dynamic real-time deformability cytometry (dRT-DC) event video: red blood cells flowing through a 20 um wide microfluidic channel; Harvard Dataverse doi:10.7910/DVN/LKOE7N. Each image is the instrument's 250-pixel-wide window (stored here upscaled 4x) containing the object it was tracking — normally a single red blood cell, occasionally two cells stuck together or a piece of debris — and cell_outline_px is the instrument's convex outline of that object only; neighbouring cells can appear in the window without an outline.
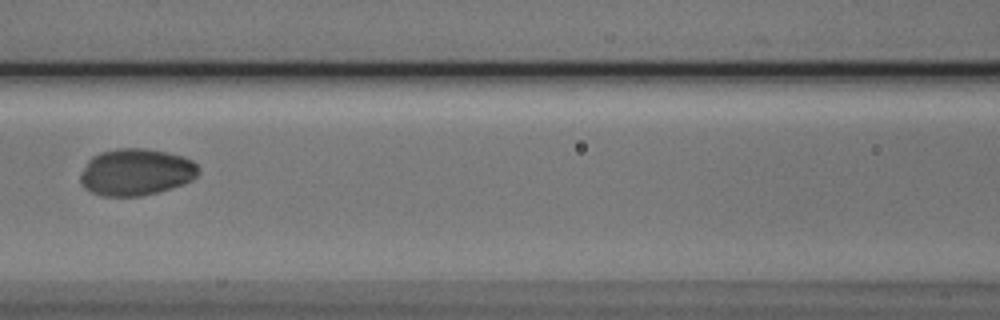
{"species": "Egyptian fruit bat (a non-hibernating species)", "species_latin": "Rousettus aegyptiacus", "temperature_condition": "cold", "stored_images_in_passage": 4, "camera_frame_rate_fps": 3000, "um_per_image_px": 0.085, "animal": {"sex": "male"}, "frame": {"image": 1, "passage_image": 4, "time_ms": 4.333, "image_size_px": [1000, 320], "cell_outline_px": [[200, 172], [192, 180], [184, 184], [160, 192], [140, 196], [100, 196], [84, 188], [80, 184], [80, 176], [88, 160], [92, 156], [100, 152], [116, 148], [144, 148], [184, 156], [192, 160], [200, 168]], "centroid_in_image_um": [11.57, 14.63], "position_along_channel_um": 155.0, "area_um2": 32.54}}